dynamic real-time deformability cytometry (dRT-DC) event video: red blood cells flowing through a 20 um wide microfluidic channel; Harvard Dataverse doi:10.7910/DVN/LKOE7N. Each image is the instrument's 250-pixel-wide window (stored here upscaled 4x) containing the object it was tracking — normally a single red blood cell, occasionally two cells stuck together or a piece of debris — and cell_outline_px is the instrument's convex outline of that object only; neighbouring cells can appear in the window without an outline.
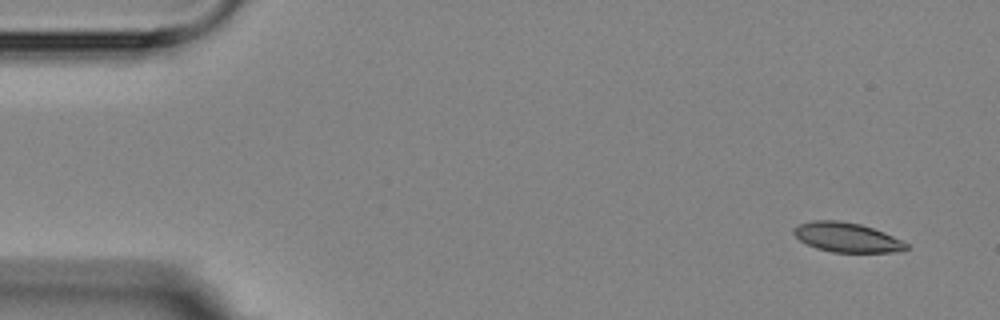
{"species": "Egyptian fruit bat (a non-hibernating species)", "species_latin": "Rousettus aegyptiacus", "temperature_condition": "room temperature", "stored_images_in_passage": 4, "camera_frame_rate_fps": 3000, "um_per_image_px": 0.085, "animal": {"sex": "female"}, "frame": {"image": 1, "passage_image": 1, "time_ms": 0.0, "image_size_px": [1000, 320], "cell_outline_px": [[908, 248], [900, 252], [832, 252], [816, 248], [800, 240], [792, 232], [792, 228], [800, 224], [812, 220], [840, 220], [860, 224], [884, 232], [908, 244]], "centroid_in_image_um": [71.97, 20.17], "position_along_channel_um": 13.0, "area_um2": 19.31}}